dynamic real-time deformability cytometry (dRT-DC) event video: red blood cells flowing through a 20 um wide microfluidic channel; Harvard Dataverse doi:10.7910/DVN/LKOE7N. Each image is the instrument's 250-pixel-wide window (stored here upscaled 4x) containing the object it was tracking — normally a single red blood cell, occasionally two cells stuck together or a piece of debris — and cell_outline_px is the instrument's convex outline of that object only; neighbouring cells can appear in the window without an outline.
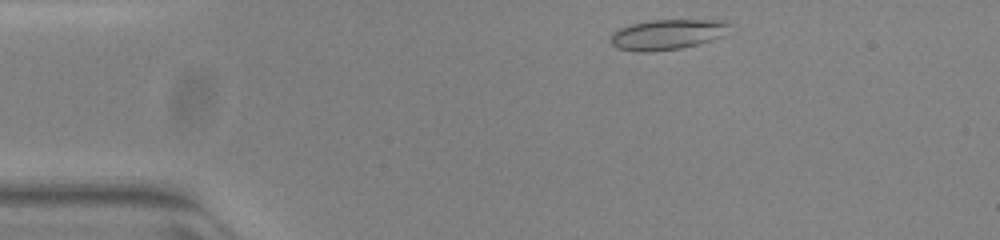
{"species": "common noctule bat (a hibernating species)", "species_latin": "Nyctalus noctula", "temperature_condition": "warm", "stored_images_in_passage": 44, "camera_frame_rate_fps": 3000, "um_per_image_px": 0.085, "animal": {"sex": "female", "body_mass_g": 23.0, "forearm_length_mm": 53.4}, "frame": {"image": 1, "passage_image": 1, "time_ms": 0.0, "image_size_px": [1000, 240], "cell_outline_px": [[728, 24], [720, 36], [696, 44], [680, 48], [648, 52], [636, 52], [616, 48], [608, 40], [612, 32], [620, 28], [632, 24], [648, 20], [720, 20]], "centroid_in_image_um": [56.56, 2.94], "position_along_channel_um": 28.4, "area_um2": 20.58}}
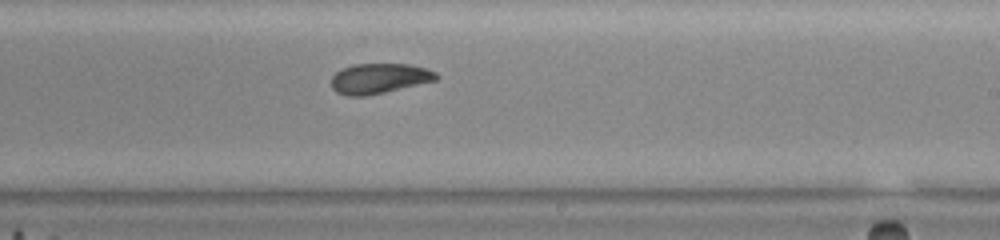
{"frame": {"image": 2, "passage_image": 23, "time_ms": 7.333, "image_size_px": [1000, 240], "cell_outline_px": [[440, 76], [436, 80], [384, 92], [364, 96], [348, 96], [336, 92], [332, 88], [332, 76], [336, 72], [352, 64], [408, 64], [424, 68], [436, 72]], "centroid_in_image_um": [32.22, 6.66], "position_along_channel_um": 256.8, "area_um2": 18.26}}
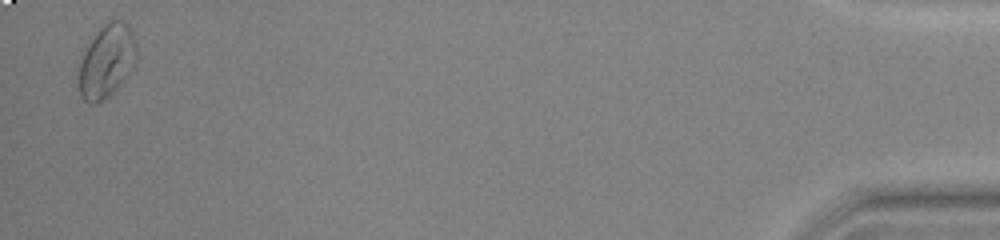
{"frame": {"image": 3, "passage_image": 43, "time_ms": 14.0, "image_size_px": [1000, 240], "cell_outline_px": [[136, 64], [116, 88], [96, 104], [88, 104], [80, 96], [80, 60], [88, 44], [96, 32], [108, 20], [124, 20], [132, 28], [136, 44]], "centroid_in_image_um": [9.09, 5.15], "position_along_channel_um": 426.1, "area_um2": 24.45}, "authors_computed_cell_mechanics": {"area_um2": 19.3052, "velocity_mm_per_s": 3.9226, "shape_relaxation_time_tau1_ms": null, "shape_relaxation_time_tau2_ms": 1.6245, "deformation_change_tau1": null, "deformation_change_tau2": 0.0659}}